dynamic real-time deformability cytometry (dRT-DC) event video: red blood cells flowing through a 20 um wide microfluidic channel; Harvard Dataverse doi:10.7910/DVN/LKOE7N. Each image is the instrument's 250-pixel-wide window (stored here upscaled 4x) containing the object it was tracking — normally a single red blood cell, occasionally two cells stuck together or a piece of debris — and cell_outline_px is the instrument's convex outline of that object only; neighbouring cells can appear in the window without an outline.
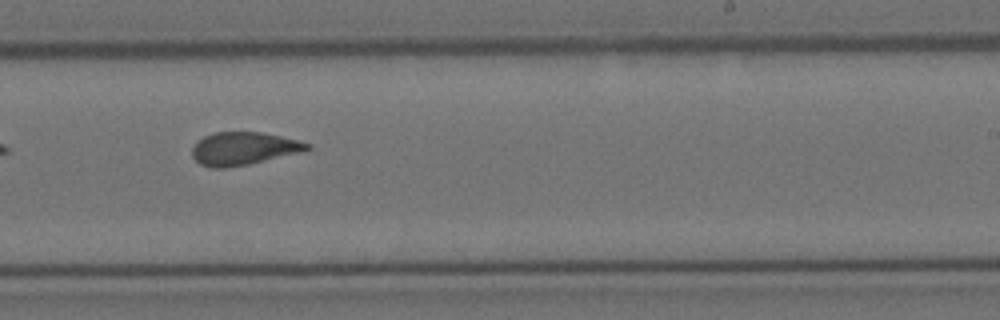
{"species": "Egyptian fruit bat (a non-hibernating species)", "species_latin": "Rousettus aegyptiacus", "temperature_condition": "cold", "stored_images_in_passage": 14, "camera_frame_rate_fps": 3000, "um_per_image_px": 0.085, "animal": {"sex": "female"}, "frame": {"image": 1, "passage_image": 8, "time_ms": 9.0, "image_size_px": [1000, 320], "cell_outline_px": [[312, 148], [300, 152], [248, 164], [224, 168], [212, 168], [200, 164], [192, 156], [192, 148], [196, 140], [204, 136], [216, 132], [260, 132], [280, 136], [312, 144]], "centroid_in_image_um": [20.66, 12.62], "position_along_channel_um": 268.3, "area_um2": 21.91}}
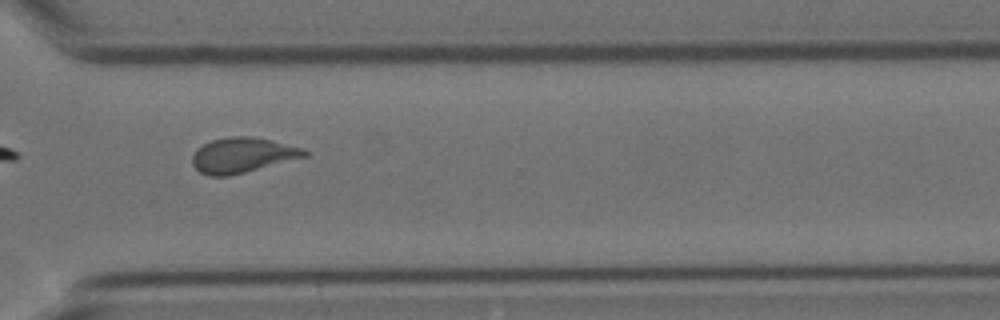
{"frame": {"image": 2, "passage_image": 10, "time_ms": 11.333, "image_size_px": [1000, 320], "cell_outline_px": [[308, 156], [228, 176], [208, 176], [200, 172], [192, 164], [192, 156], [196, 148], [212, 140], [232, 136], [252, 136], [272, 140], [304, 148], [308, 152]], "centroid_in_image_um": [20.61, 13.18], "position_along_channel_um": 350.0, "area_um2": 22.95}, "authors_computed_cell_mechanics": {"area_um2": 21.9929, "velocity_mm_per_s": 3.1049, "shape_relaxation_time_tau1_ms": null, "shape_relaxation_time_tau2_ms": 7.0256, "deformation_change_tau1": null, "deformation_change_tau2": 0.1284}}